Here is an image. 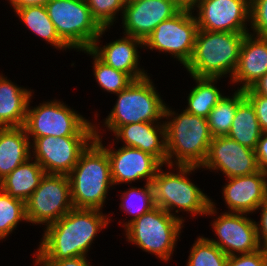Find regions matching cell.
<instances>
[{
  "label": "cell",
  "mask_w": 267,
  "mask_h": 266,
  "mask_svg": "<svg viewBox=\"0 0 267 266\" xmlns=\"http://www.w3.org/2000/svg\"><path fill=\"white\" fill-rule=\"evenodd\" d=\"M245 97L255 108L256 116L262 132H267V98L256 94L251 88L244 90Z\"/></svg>",
  "instance_id": "d590c367"
},
{
  "label": "cell",
  "mask_w": 267,
  "mask_h": 266,
  "mask_svg": "<svg viewBox=\"0 0 267 266\" xmlns=\"http://www.w3.org/2000/svg\"><path fill=\"white\" fill-rule=\"evenodd\" d=\"M25 207L28 222L49 226L58 221L74 208L68 176L45 174Z\"/></svg>",
  "instance_id": "30bf717a"
},
{
  "label": "cell",
  "mask_w": 267,
  "mask_h": 266,
  "mask_svg": "<svg viewBox=\"0 0 267 266\" xmlns=\"http://www.w3.org/2000/svg\"><path fill=\"white\" fill-rule=\"evenodd\" d=\"M250 18L257 36L267 38V0H250Z\"/></svg>",
  "instance_id": "836d02e7"
},
{
  "label": "cell",
  "mask_w": 267,
  "mask_h": 266,
  "mask_svg": "<svg viewBox=\"0 0 267 266\" xmlns=\"http://www.w3.org/2000/svg\"><path fill=\"white\" fill-rule=\"evenodd\" d=\"M221 170L228 178L258 172L256 153L228 136L213 137L202 167Z\"/></svg>",
  "instance_id": "5bb4252c"
},
{
  "label": "cell",
  "mask_w": 267,
  "mask_h": 266,
  "mask_svg": "<svg viewBox=\"0 0 267 266\" xmlns=\"http://www.w3.org/2000/svg\"><path fill=\"white\" fill-rule=\"evenodd\" d=\"M22 220L27 221L25 202L2 191L0 193V239L12 232Z\"/></svg>",
  "instance_id": "f546056e"
},
{
  "label": "cell",
  "mask_w": 267,
  "mask_h": 266,
  "mask_svg": "<svg viewBox=\"0 0 267 266\" xmlns=\"http://www.w3.org/2000/svg\"><path fill=\"white\" fill-rule=\"evenodd\" d=\"M182 223V219L155 206L132 221L126 227V234L128 241L167 261L174 251Z\"/></svg>",
  "instance_id": "ba28073f"
},
{
  "label": "cell",
  "mask_w": 267,
  "mask_h": 266,
  "mask_svg": "<svg viewBox=\"0 0 267 266\" xmlns=\"http://www.w3.org/2000/svg\"><path fill=\"white\" fill-rule=\"evenodd\" d=\"M15 12L30 30L44 38L53 46L60 49L69 48L58 36L45 6H27L16 9Z\"/></svg>",
  "instance_id": "484cf974"
},
{
  "label": "cell",
  "mask_w": 267,
  "mask_h": 266,
  "mask_svg": "<svg viewBox=\"0 0 267 266\" xmlns=\"http://www.w3.org/2000/svg\"><path fill=\"white\" fill-rule=\"evenodd\" d=\"M198 166L178 165L179 173H162L161 168L152 181L154 204L171 214L175 207L190 213L214 214L213 202L186 176ZM208 213V214H207Z\"/></svg>",
  "instance_id": "52a82bcc"
},
{
  "label": "cell",
  "mask_w": 267,
  "mask_h": 266,
  "mask_svg": "<svg viewBox=\"0 0 267 266\" xmlns=\"http://www.w3.org/2000/svg\"><path fill=\"white\" fill-rule=\"evenodd\" d=\"M154 122H139L120 126L114 133L122 138L126 147L137 148L154 156L162 165L167 164L165 125L155 127ZM159 133V135H158ZM162 136L161 141H159Z\"/></svg>",
  "instance_id": "ffe728a7"
},
{
  "label": "cell",
  "mask_w": 267,
  "mask_h": 266,
  "mask_svg": "<svg viewBox=\"0 0 267 266\" xmlns=\"http://www.w3.org/2000/svg\"><path fill=\"white\" fill-rule=\"evenodd\" d=\"M30 96V91L0 76V128L24 125Z\"/></svg>",
  "instance_id": "603a6c76"
},
{
  "label": "cell",
  "mask_w": 267,
  "mask_h": 266,
  "mask_svg": "<svg viewBox=\"0 0 267 266\" xmlns=\"http://www.w3.org/2000/svg\"><path fill=\"white\" fill-rule=\"evenodd\" d=\"M30 143L23 126L0 128V177L2 179L31 158Z\"/></svg>",
  "instance_id": "7402d4cb"
},
{
  "label": "cell",
  "mask_w": 267,
  "mask_h": 266,
  "mask_svg": "<svg viewBox=\"0 0 267 266\" xmlns=\"http://www.w3.org/2000/svg\"><path fill=\"white\" fill-rule=\"evenodd\" d=\"M252 37L249 33L245 34L239 62L231 79L233 82H243L241 90L250 88L267 73V38L256 36L253 40Z\"/></svg>",
  "instance_id": "d6986e66"
},
{
  "label": "cell",
  "mask_w": 267,
  "mask_h": 266,
  "mask_svg": "<svg viewBox=\"0 0 267 266\" xmlns=\"http://www.w3.org/2000/svg\"><path fill=\"white\" fill-rule=\"evenodd\" d=\"M246 33L198 29L194 50L185 65L192 77L219 78L236 71Z\"/></svg>",
  "instance_id": "3957f363"
},
{
  "label": "cell",
  "mask_w": 267,
  "mask_h": 266,
  "mask_svg": "<svg viewBox=\"0 0 267 266\" xmlns=\"http://www.w3.org/2000/svg\"><path fill=\"white\" fill-rule=\"evenodd\" d=\"M94 139L95 136L33 137L35 160L46 174L68 175Z\"/></svg>",
  "instance_id": "7c38bea8"
},
{
  "label": "cell",
  "mask_w": 267,
  "mask_h": 266,
  "mask_svg": "<svg viewBox=\"0 0 267 266\" xmlns=\"http://www.w3.org/2000/svg\"><path fill=\"white\" fill-rule=\"evenodd\" d=\"M96 209L73 208L46 227L36 261H58L85 256L98 230L108 224Z\"/></svg>",
  "instance_id": "6da1fadb"
},
{
  "label": "cell",
  "mask_w": 267,
  "mask_h": 266,
  "mask_svg": "<svg viewBox=\"0 0 267 266\" xmlns=\"http://www.w3.org/2000/svg\"><path fill=\"white\" fill-rule=\"evenodd\" d=\"M193 78L198 84L188 96V107L185 111L192 115L207 118L212 109L223 97L220 91L212 84L217 78Z\"/></svg>",
  "instance_id": "4316f807"
},
{
  "label": "cell",
  "mask_w": 267,
  "mask_h": 266,
  "mask_svg": "<svg viewBox=\"0 0 267 266\" xmlns=\"http://www.w3.org/2000/svg\"><path fill=\"white\" fill-rule=\"evenodd\" d=\"M83 51L94 56V75L104 90L118 94L134 81L127 73L107 65L91 49Z\"/></svg>",
  "instance_id": "f1b7e54d"
},
{
  "label": "cell",
  "mask_w": 267,
  "mask_h": 266,
  "mask_svg": "<svg viewBox=\"0 0 267 266\" xmlns=\"http://www.w3.org/2000/svg\"><path fill=\"white\" fill-rule=\"evenodd\" d=\"M181 10L171 0H136L125 2L123 24L126 35L145 41L162 21Z\"/></svg>",
  "instance_id": "9a60e30c"
},
{
  "label": "cell",
  "mask_w": 267,
  "mask_h": 266,
  "mask_svg": "<svg viewBox=\"0 0 267 266\" xmlns=\"http://www.w3.org/2000/svg\"><path fill=\"white\" fill-rule=\"evenodd\" d=\"M45 8L58 36L69 48L91 49L106 30L92 17L85 0H49Z\"/></svg>",
  "instance_id": "8992f818"
},
{
  "label": "cell",
  "mask_w": 267,
  "mask_h": 266,
  "mask_svg": "<svg viewBox=\"0 0 267 266\" xmlns=\"http://www.w3.org/2000/svg\"><path fill=\"white\" fill-rule=\"evenodd\" d=\"M196 5L198 29L248 33L244 22L250 18V0H196Z\"/></svg>",
  "instance_id": "4fadbf2b"
},
{
  "label": "cell",
  "mask_w": 267,
  "mask_h": 266,
  "mask_svg": "<svg viewBox=\"0 0 267 266\" xmlns=\"http://www.w3.org/2000/svg\"><path fill=\"white\" fill-rule=\"evenodd\" d=\"M191 10L181 9L172 18L162 21L143 42L149 48L174 55L185 66L191 59L198 32Z\"/></svg>",
  "instance_id": "8fae6325"
},
{
  "label": "cell",
  "mask_w": 267,
  "mask_h": 266,
  "mask_svg": "<svg viewBox=\"0 0 267 266\" xmlns=\"http://www.w3.org/2000/svg\"><path fill=\"white\" fill-rule=\"evenodd\" d=\"M255 153L259 169L267 173V132H263L259 138Z\"/></svg>",
  "instance_id": "8d00e7d4"
},
{
  "label": "cell",
  "mask_w": 267,
  "mask_h": 266,
  "mask_svg": "<svg viewBox=\"0 0 267 266\" xmlns=\"http://www.w3.org/2000/svg\"><path fill=\"white\" fill-rule=\"evenodd\" d=\"M255 221L244 217L243 213H225L214 221L213 228L220 240H209L227 256L234 252L248 254L261 249Z\"/></svg>",
  "instance_id": "2e32d148"
},
{
  "label": "cell",
  "mask_w": 267,
  "mask_h": 266,
  "mask_svg": "<svg viewBox=\"0 0 267 266\" xmlns=\"http://www.w3.org/2000/svg\"><path fill=\"white\" fill-rule=\"evenodd\" d=\"M267 173L259 170L250 175L229 178L224 187L225 202L234 213H250L258 210L267 199Z\"/></svg>",
  "instance_id": "ac0fdd59"
},
{
  "label": "cell",
  "mask_w": 267,
  "mask_h": 266,
  "mask_svg": "<svg viewBox=\"0 0 267 266\" xmlns=\"http://www.w3.org/2000/svg\"><path fill=\"white\" fill-rule=\"evenodd\" d=\"M256 94L267 98V73L250 87Z\"/></svg>",
  "instance_id": "60d3db41"
},
{
  "label": "cell",
  "mask_w": 267,
  "mask_h": 266,
  "mask_svg": "<svg viewBox=\"0 0 267 266\" xmlns=\"http://www.w3.org/2000/svg\"><path fill=\"white\" fill-rule=\"evenodd\" d=\"M30 158L15 168L10 174L3 178V191L11 197L24 202L39 186L40 181L46 174L42 166L35 160L30 163ZM29 162V163H28Z\"/></svg>",
  "instance_id": "cb8c5ba5"
},
{
  "label": "cell",
  "mask_w": 267,
  "mask_h": 266,
  "mask_svg": "<svg viewBox=\"0 0 267 266\" xmlns=\"http://www.w3.org/2000/svg\"><path fill=\"white\" fill-rule=\"evenodd\" d=\"M49 0H10L14 10L27 6H45Z\"/></svg>",
  "instance_id": "ab89813d"
},
{
  "label": "cell",
  "mask_w": 267,
  "mask_h": 266,
  "mask_svg": "<svg viewBox=\"0 0 267 266\" xmlns=\"http://www.w3.org/2000/svg\"><path fill=\"white\" fill-rule=\"evenodd\" d=\"M226 266H267V250L263 248L256 252L228 256Z\"/></svg>",
  "instance_id": "e575fe53"
},
{
  "label": "cell",
  "mask_w": 267,
  "mask_h": 266,
  "mask_svg": "<svg viewBox=\"0 0 267 266\" xmlns=\"http://www.w3.org/2000/svg\"><path fill=\"white\" fill-rule=\"evenodd\" d=\"M23 127L33 137L95 136L96 131L81 115L57 101L27 110Z\"/></svg>",
  "instance_id": "9c48e42d"
},
{
  "label": "cell",
  "mask_w": 267,
  "mask_h": 266,
  "mask_svg": "<svg viewBox=\"0 0 267 266\" xmlns=\"http://www.w3.org/2000/svg\"><path fill=\"white\" fill-rule=\"evenodd\" d=\"M258 208H262V213H261V219H260L261 225L259 224V227L256 225L257 236H258L260 245L262 244L261 238L264 239L263 244L261 245L262 246L261 248H263L264 250H267V199ZM260 233L262 237L260 236Z\"/></svg>",
  "instance_id": "f35d334b"
},
{
  "label": "cell",
  "mask_w": 267,
  "mask_h": 266,
  "mask_svg": "<svg viewBox=\"0 0 267 266\" xmlns=\"http://www.w3.org/2000/svg\"><path fill=\"white\" fill-rule=\"evenodd\" d=\"M228 256L208 238H198L192 247L187 266H226Z\"/></svg>",
  "instance_id": "4dcf8cb0"
},
{
  "label": "cell",
  "mask_w": 267,
  "mask_h": 266,
  "mask_svg": "<svg viewBox=\"0 0 267 266\" xmlns=\"http://www.w3.org/2000/svg\"><path fill=\"white\" fill-rule=\"evenodd\" d=\"M181 9L192 10L195 7L196 0H171Z\"/></svg>",
  "instance_id": "b9f144b4"
},
{
  "label": "cell",
  "mask_w": 267,
  "mask_h": 266,
  "mask_svg": "<svg viewBox=\"0 0 267 266\" xmlns=\"http://www.w3.org/2000/svg\"><path fill=\"white\" fill-rule=\"evenodd\" d=\"M154 89L149 77L145 76L134 80L127 88L120 91L117 103L106 118L107 127L115 132L123 125L154 122L172 116L174 112L164 105Z\"/></svg>",
  "instance_id": "5b68a950"
},
{
  "label": "cell",
  "mask_w": 267,
  "mask_h": 266,
  "mask_svg": "<svg viewBox=\"0 0 267 266\" xmlns=\"http://www.w3.org/2000/svg\"><path fill=\"white\" fill-rule=\"evenodd\" d=\"M164 125L168 165L172 167L171 158L175 155L177 165L201 167L213 139L207 118L184 110Z\"/></svg>",
  "instance_id": "277c9868"
},
{
  "label": "cell",
  "mask_w": 267,
  "mask_h": 266,
  "mask_svg": "<svg viewBox=\"0 0 267 266\" xmlns=\"http://www.w3.org/2000/svg\"><path fill=\"white\" fill-rule=\"evenodd\" d=\"M143 45V41L132 36L116 40L102 49L94 43L91 50L107 65L116 70L127 73L133 80L141 79L147 74L138 68V52L136 45Z\"/></svg>",
  "instance_id": "44dd1931"
},
{
  "label": "cell",
  "mask_w": 267,
  "mask_h": 266,
  "mask_svg": "<svg viewBox=\"0 0 267 266\" xmlns=\"http://www.w3.org/2000/svg\"><path fill=\"white\" fill-rule=\"evenodd\" d=\"M262 133L255 108L245 97L237 106L232 126L227 136L255 151Z\"/></svg>",
  "instance_id": "d4e9b609"
},
{
  "label": "cell",
  "mask_w": 267,
  "mask_h": 266,
  "mask_svg": "<svg viewBox=\"0 0 267 266\" xmlns=\"http://www.w3.org/2000/svg\"><path fill=\"white\" fill-rule=\"evenodd\" d=\"M92 17L102 28H107L113 22L117 11L124 10L125 0H85ZM123 8V9H122Z\"/></svg>",
  "instance_id": "d6a6232c"
},
{
  "label": "cell",
  "mask_w": 267,
  "mask_h": 266,
  "mask_svg": "<svg viewBox=\"0 0 267 266\" xmlns=\"http://www.w3.org/2000/svg\"><path fill=\"white\" fill-rule=\"evenodd\" d=\"M85 256L75 257L71 259H62L58 261H36V265L41 266H90Z\"/></svg>",
  "instance_id": "74e56055"
},
{
  "label": "cell",
  "mask_w": 267,
  "mask_h": 266,
  "mask_svg": "<svg viewBox=\"0 0 267 266\" xmlns=\"http://www.w3.org/2000/svg\"><path fill=\"white\" fill-rule=\"evenodd\" d=\"M97 133L67 175L74 208L101 210L107 189L113 184L110 160Z\"/></svg>",
  "instance_id": "7a4b0ae2"
},
{
  "label": "cell",
  "mask_w": 267,
  "mask_h": 266,
  "mask_svg": "<svg viewBox=\"0 0 267 266\" xmlns=\"http://www.w3.org/2000/svg\"><path fill=\"white\" fill-rule=\"evenodd\" d=\"M3 179L0 177V193L3 191Z\"/></svg>",
  "instance_id": "7bdbcfd3"
},
{
  "label": "cell",
  "mask_w": 267,
  "mask_h": 266,
  "mask_svg": "<svg viewBox=\"0 0 267 266\" xmlns=\"http://www.w3.org/2000/svg\"><path fill=\"white\" fill-rule=\"evenodd\" d=\"M122 197H123L122 201H125V202H122V204H120L121 207L124 208L130 214L134 215L133 219H131L130 221H128L127 224H125L126 227L132 221L136 220L138 217L149 212L152 208L155 207L153 187L151 183H146L144 189L143 188L142 189L141 188H138V189L130 188V190L126 191ZM135 201H139V202L135 203ZM137 203H139L138 206H136Z\"/></svg>",
  "instance_id": "1f68e13d"
},
{
  "label": "cell",
  "mask_w": 267,
  "mask_h": 266,
  "mask_svg": "<svg viewBox=\"0 0 267 266\" xmlns=\"http://www.w3.org/2000/svg\"><path fill=\"white\" fill-rule=\"evenodd\" d=\"M111 166L113 184L129 183L146 178L152 183L157 170L163 166L154 156L137 148L123 146L118 151L105 148Z\"/></svg>",
  "instance_id": "e0dca14e"
},
{
  "label": "cell",
  "mask_w": 267,
  "mask_h": 266,
  "mask_svg": "<svg viewBox=\"0 0 267 266\" xmlns=\"http://www.w3.org/2000/svg\"><path fill=\"white\" fill-rule=\"evenodd\" d=\"M245 98L244 90L238 89L233 98L223 96L207 117L209 129L213 137L227 136L238 104Z\"/></svg>",
  "instance_id": "83f0119b"
}]
</instances>
